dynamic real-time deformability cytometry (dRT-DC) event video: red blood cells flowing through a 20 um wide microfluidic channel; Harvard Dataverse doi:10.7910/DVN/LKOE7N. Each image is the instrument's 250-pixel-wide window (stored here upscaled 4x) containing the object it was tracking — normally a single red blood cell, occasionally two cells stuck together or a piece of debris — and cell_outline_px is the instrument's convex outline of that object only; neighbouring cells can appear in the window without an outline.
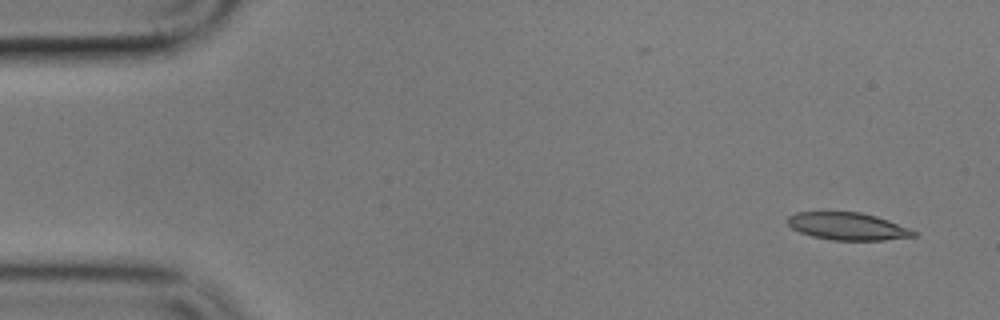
{"species": "common noctule bat (a hibernating species)", "species_latin": "Nyctalus noctula", "temperature_condition": "cold", "stored_images_in_passage": 4, "camera_frame_rate_fps": 3000, "um_per_image_px": 0.085, "animal": {"sex": "male", "body_mass_g": 17.9}, "frame": {"image": 1, "passage_image": 1, "time_ms": 0.0, "image_size_px": [1000, 320], "cell_outline_px": [[916, 236], [884, 240], [832, 240], [812, 236], [800, 232], [792, 228], [788, 224], [788, 216], [796, 212], [860, 212], [876, 216], [888, 220], [908, 228], [916, 232]], "centroid_in_image_um": [72.04, 19.23], "position_along_channel_um": 13.0, "area_um2": 20.0}}
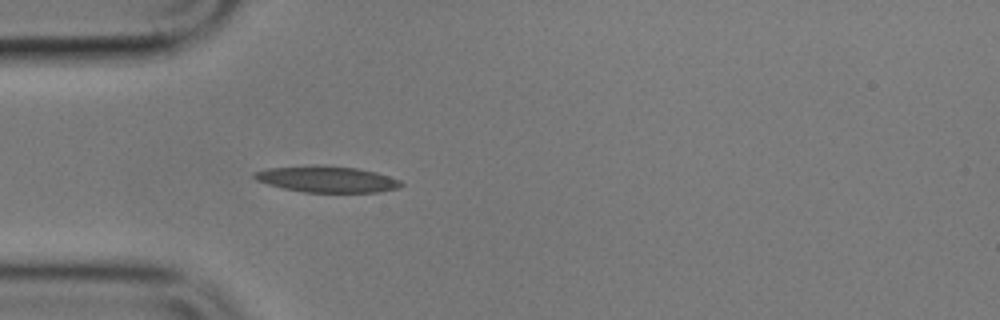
{"frame": {"image": 2, "passage_image": 4, "time_ms": 4.333, "image_size_px": [1000, 320], "cell_outline_px": [[404, 184], [400, 188], [380, 192], [304, 192], [284, 188], [268, 184], [256, 180], [252, 176], [252, 172], [268, 168], [316, 164], [324, 164], [356, 168], [376, 172], [400, 180]], "centroid_in_image_um": [27.78, 15.22], "position_along_channel_um": 57.2, "area_um2": 22.72}}